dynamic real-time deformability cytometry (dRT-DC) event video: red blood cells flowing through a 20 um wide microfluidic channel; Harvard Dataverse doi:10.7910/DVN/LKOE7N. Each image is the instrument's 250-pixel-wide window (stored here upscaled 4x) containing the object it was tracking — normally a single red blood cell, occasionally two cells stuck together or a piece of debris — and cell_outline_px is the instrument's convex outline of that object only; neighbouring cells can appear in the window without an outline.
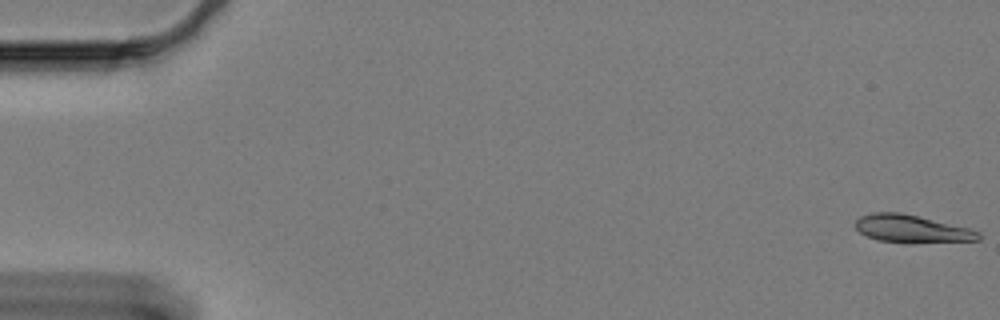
{"species": "Egyptian fruit bat (a non-hibernating species)", "species_latin": "Rousettus aegyptiacus", "temperature_condition": "cold", "stored_images_in_passage": 61, "camera_frame_rate_fps": 3000, "um_per_image_px": 0.085, "animal": {"sex": "female"}, "frame": {"image": 1, "passage_image": 1, "time_ms": 0.0, "image_size_px": [1000, 320], "cell_outline_px": [[980, 240], [912, 244], [904, 244], [880, 240], [868, 236], [860, 232], [852, 224], [860, 216], [872, 212], [900, 212], [968, 228], [980, 232]], "centroid_in_image_um": [77.47, 19.47], "position_along_channel_um": 7.5, "area_um2": 20.11}}
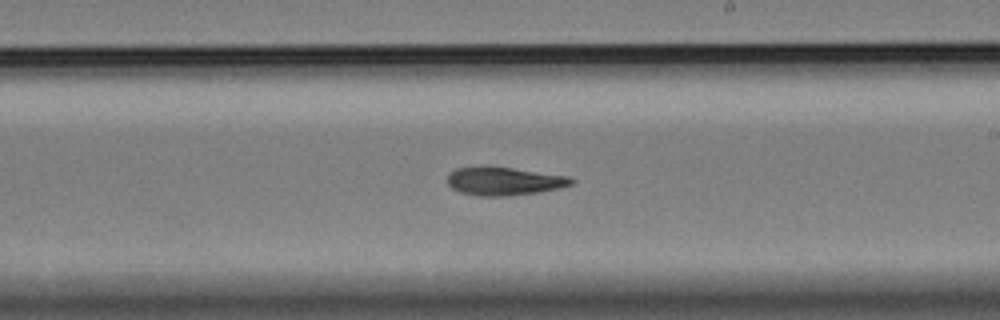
{"frame": {"image": 2, "passage_image": 36, "time_ms": 11.667, "image_size_px": [1000, 320], "cell_outline_px": [[576, 184], [560, 188], [540, 192], [508, 196], [480, 196], [460, 192], [452, 188], [448, 184], [448, 176], [456, 168], [512, 168], [572, 176], [576, 180]], "centroid_in_image_um": [42.97, 15.42], "position_along_channel_um": 246.0, "area_um2": 20.23}}
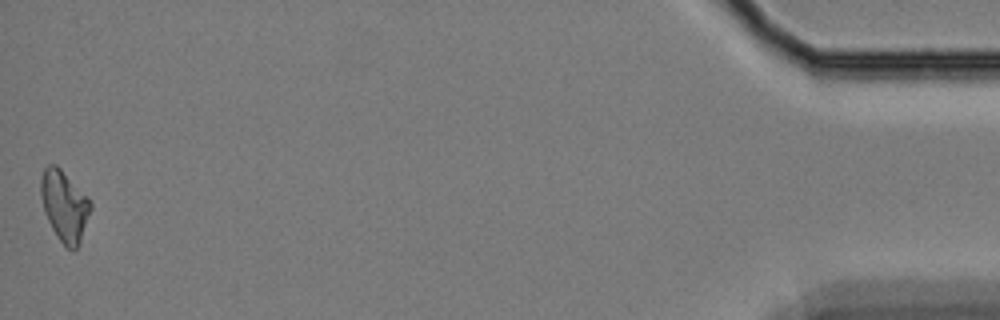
{"frame": {"image": 3, "passage_image": 61, "time_ms": 20.0, "image_size_px": [1000, 320], "cell_outline_px": [[92, 208], [80, 244], [76, 248], [68, 248], [56, 236], [44, 212], [40, 196], [40, 180], [44, 168], [48, 164], [56, 164], [88, 196], [92, 204]], "centroid_in_image_um": [5.48, 17.48], "position_along_channel_um": 429.7, "area_um2": 20.63}}